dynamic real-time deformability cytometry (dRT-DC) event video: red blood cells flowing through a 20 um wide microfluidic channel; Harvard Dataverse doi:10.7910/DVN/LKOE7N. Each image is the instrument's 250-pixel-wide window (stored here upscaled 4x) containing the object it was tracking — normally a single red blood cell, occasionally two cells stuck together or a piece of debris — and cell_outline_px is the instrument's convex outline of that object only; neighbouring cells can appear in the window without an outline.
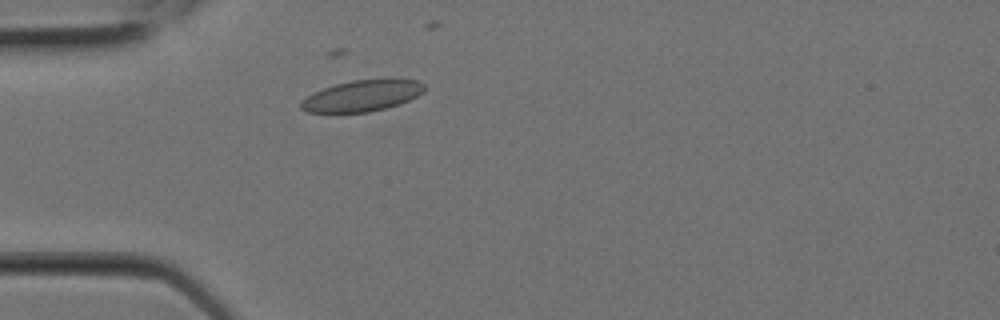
{"species": "Egyptian fruit bat (a non-hibernating species)", "species_latin": "Rousettus aegyptiacus", "temperature_condition": "room temperature", "stored_images_in_passage": 6, "camera_frame_rate_fps": 3000, "um_per_image_px": 0.085, "animal": {"sex": "female"}, "frame": {"image": 1, "passage_image": 4, "time_ms": 1.0, "image_size_px": [1000, 320], "cell_outline_px": [[424, 92], [400, 104], [368, 112], [308, 112], [300, 108], [300, 104], [308, 96], [324, 88], [336, 84], [352, 80], [388, 76], [416, 80], [424, 84]], "centroid_in_image_um": [30.86, 8.09], "position_along_channel_um": 54.1, "area_um2": 22.72}}